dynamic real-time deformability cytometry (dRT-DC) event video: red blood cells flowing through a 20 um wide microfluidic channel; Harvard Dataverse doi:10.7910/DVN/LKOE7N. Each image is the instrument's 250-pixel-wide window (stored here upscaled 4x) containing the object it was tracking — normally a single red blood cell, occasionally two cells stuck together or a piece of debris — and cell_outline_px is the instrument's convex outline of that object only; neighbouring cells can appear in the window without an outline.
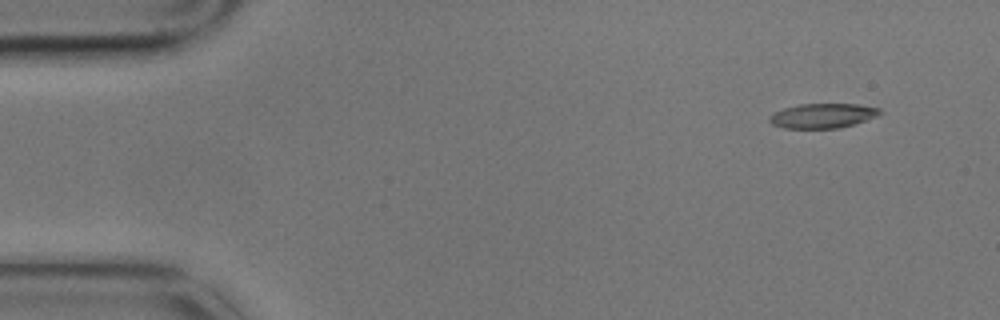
{"species": "common noctule bat (a hibernating species)", "species_latin": "Nyctalus noctula", "temperature_condition": "cold", "stored_images_in_passage": 3, "camera_frame_rate_fps": 3000, "um_per_image_px": 0.085, "animal": {"sex": "male", "body_mass_g": 17.9}, "frame": {"image": 1, "passage_image": 1, "time_ms": 0.0, "image_size_px": [1000, 320], "cell_outline_px": [[884, 112], [876, 116], [840, 128], [784, 128], [772, 124], [768, 120], [768, 116], [784, 108], [800, 104], [856, 104], [880, 108]], "centroid_in_image_um": [69.92, 9.83], "position_along_channel_um": 15.1, "area_um2": 15.72}}